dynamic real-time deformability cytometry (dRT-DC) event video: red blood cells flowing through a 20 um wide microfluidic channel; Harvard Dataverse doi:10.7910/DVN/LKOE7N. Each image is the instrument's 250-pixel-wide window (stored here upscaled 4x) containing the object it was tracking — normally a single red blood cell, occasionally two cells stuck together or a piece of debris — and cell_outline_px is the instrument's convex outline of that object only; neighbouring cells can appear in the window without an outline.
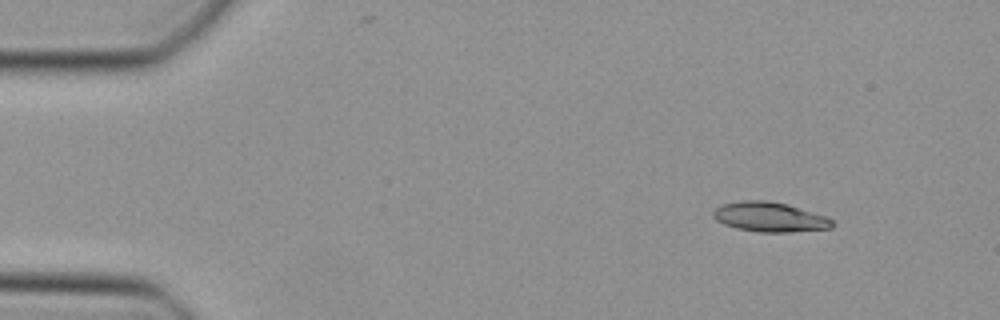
{"species": "Egyptian fruit bat (a non-hibernating species)", "species_latin": "Rousettus aegyptiacus", "temperature_condition": "cold", "stored_images_in_passage": 37, "camera_frame_rate_fps": 3000, "um_per_image_px": 0.085, "animal": {"sex": "female"}, "frame": {"image": 1, "passage_image": 3, "time_ms": 0.667, "image_size_px": [1000, 320], "cell_outline_px": [[836, 224], [832, 228], [792, 232], [760, 232], [736, 228], [724, 224], [716, 220], [712, 216], [712, 212], [720, 204], [740, 200], [768, 200], [788, 204], [828, 216]], "centroid_in_image_um": [65.44, 18.43], "position_along_channel_um": 19.6, "area_um2": 20.98}}
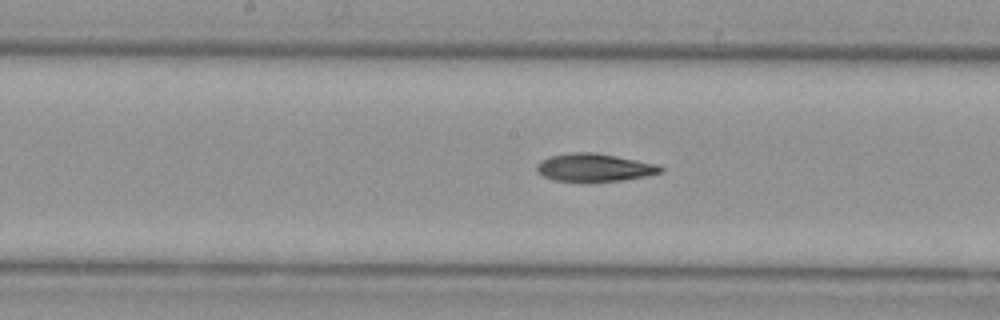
{"frame": {"image": 2, "passage_image": 22, "time_ms": 7.0, "image_size_px": [1000, 320], "cell_outline_px": [[664, 172], [644, 176], [620, 180], [592, 184], [552, 180], [544, 176], [536, 168], [536, 164], [540, 160], [548, 156], [568, 152], [596, 152], [660, 164], [664, 168]], "centroid_in_image_um": [50.52, 14.26], "position_along_channel_um": 197.7, "area_um2": 20.98}}
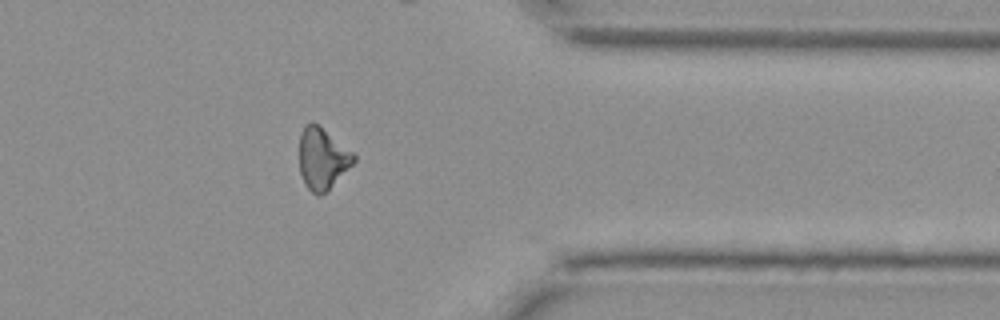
{"frame": {"image": 3, "passage_image": 36, "time_ms": 11.667, "image_size_px": [1000, 320], "cell_outline_px": [[356, 160], [320, 196], [316, 196], [304, 184], [300, 172], [300, 132], [304, 124], [312, 120], [320, 124], [352, 152], [356, 156]], "centroid_in_image_um": [27.37, 13.41], "position_along_channel_um": 384.0, "area_um2": 19.42}}